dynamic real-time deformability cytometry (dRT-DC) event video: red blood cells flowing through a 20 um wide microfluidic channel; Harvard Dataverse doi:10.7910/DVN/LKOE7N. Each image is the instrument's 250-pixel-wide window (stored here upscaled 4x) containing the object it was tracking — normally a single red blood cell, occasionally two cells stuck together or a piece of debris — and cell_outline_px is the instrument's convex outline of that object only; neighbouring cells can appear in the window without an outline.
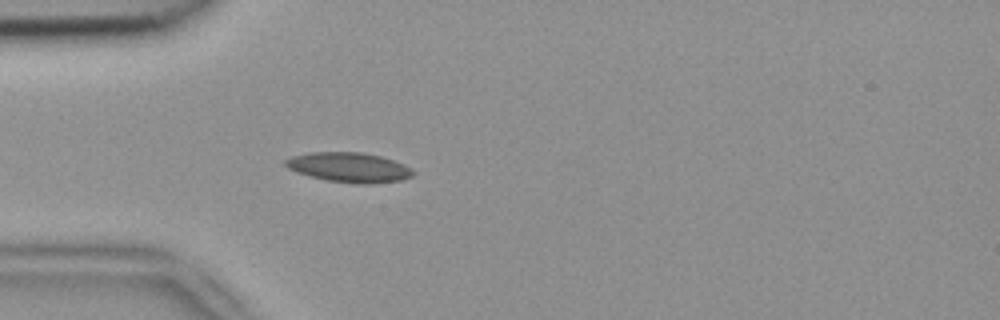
{"species": "common noctule bat (a hibernating species)", "species_latin": "Nyctalus noctula", "temperature_condition": "room temperature", "stored_images_in_passage": 3, "camera_frame_rate_fps": 3000, "um_per_image_px": 0.085, "animal": {"sex": "female", "body_mass_g": 18.4}, "frame": {"image": 1, "passage_image": 3, "time_ms": 0.667, "image_size_px": [1000, 320], "cell_outline_px": [[416, 172], [412, 176], [400, 180], [372, 184], [356, 184], [328, 180], [296, 172], [288, 168], [284, 164], [284, 160], [292, 156], [308, 152], [360, 152], [380, 156], [404, 164], [412, 168]], "centroid_in_image_um": [29.68, 14.22], "position_along_channel_um": 55.3, "area_um2": 22.14}}